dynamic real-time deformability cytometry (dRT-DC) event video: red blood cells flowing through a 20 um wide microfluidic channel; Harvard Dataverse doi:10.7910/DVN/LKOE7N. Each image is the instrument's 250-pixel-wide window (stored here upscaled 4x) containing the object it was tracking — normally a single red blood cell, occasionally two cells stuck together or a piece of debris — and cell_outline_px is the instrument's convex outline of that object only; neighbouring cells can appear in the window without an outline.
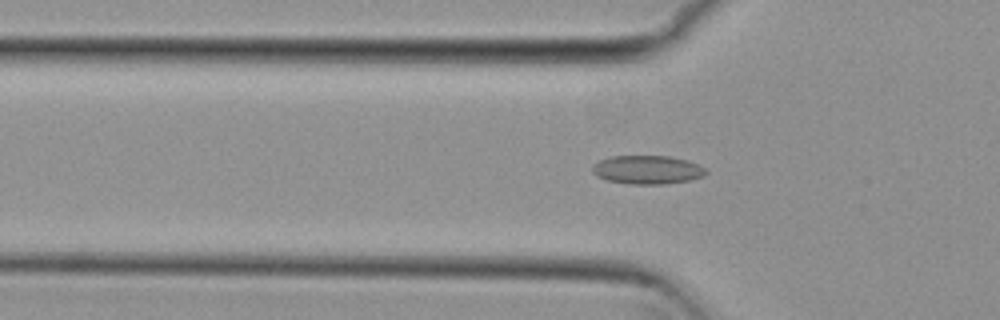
{"species": "common noctule bat (a hibernating species)", "species_latin": "Nyctalus noctula", "temperature_condition": "cold", "stored_images_in_passage": 53, "camera_frame_rate_fps": 3000, "um_per_image_px": 0.085, "animal": {"sex": "female", "body_mass_g": 29.2, "forearm_length_mm": 56.3}, "frame": {"image": 1, "passage_image": 17, "time_ms": 5.333, "image_size_px": [1000, 320], "cell_outline_px": [[708, 172], [704, 176], [688, 180], [664, 184], [628, 184], [608, 180], [596, 176], [592, 172], [592, 164], [600, 160], [612, 156], [668, 156], [688, 160], [700, 164]], "centroid_in_image_um": [55.02, 14.42], "position_along_channel_um": 70.8, "area_um2": 19.02}}
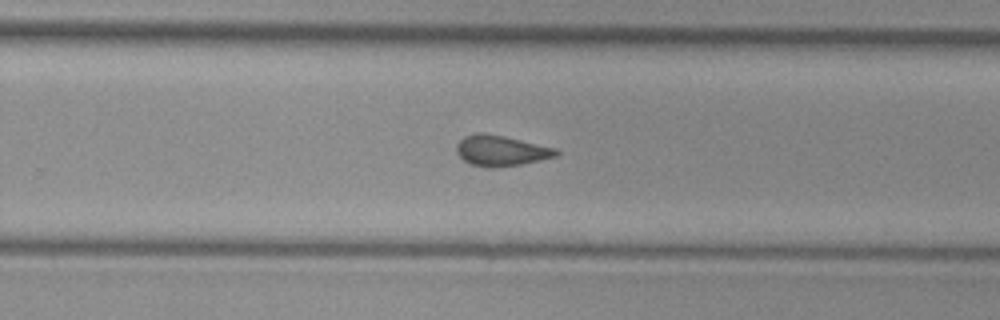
{"frame": {"image": 2, "passage_image": 34, "time_ms": 11.0, "image_size_px": [1000, 320], "cell_outline_px": [[560, 152], [556, 156], [540, 160], [520, 164], [492, 168], [488, 168], [472, 164], [464, 160], [456, 152], [456, 144], [464, 136], [476, 132], [484, 132], [504, 136], [556, 148]], "centroid_in_image_um": [42.56, 12.79], "position_along_channel_um": 287.2, "area_um2": 17.74}}
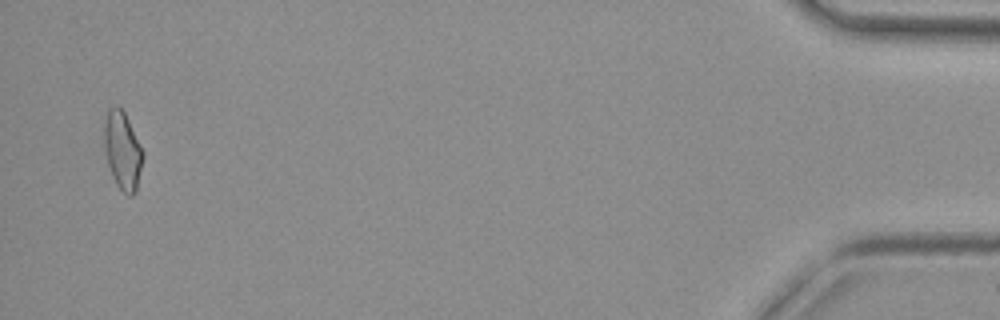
{"frame": {"image": 3, "passage_image": 52, "time_ms": 17.0, "image_size_px": [1000, 320], "cell_outline_px": [[144, 156], [136, 192], [132, 196], [128, 196], [116, 184], [112, 176], [108, 164], [104, 148], [104, 124], [108, 108], [116, 104], [124, 112], [144, 152]], "centroid_in_image_um": [10.42, 12.8], "position_along_channel_um": 424.8, "area_um2": 17.63}, "authors_computed_cell_mechanics": {"area_um2": 17.7446, "velocity_mm_per_s": 3.8127, "shape_relaxation_time_tau1_ms": null, "shape_relaxation_time_tau2_ms": 2.9818, "deformation_change_tau1": null, "deformation_change_tau2": 0.0769}}